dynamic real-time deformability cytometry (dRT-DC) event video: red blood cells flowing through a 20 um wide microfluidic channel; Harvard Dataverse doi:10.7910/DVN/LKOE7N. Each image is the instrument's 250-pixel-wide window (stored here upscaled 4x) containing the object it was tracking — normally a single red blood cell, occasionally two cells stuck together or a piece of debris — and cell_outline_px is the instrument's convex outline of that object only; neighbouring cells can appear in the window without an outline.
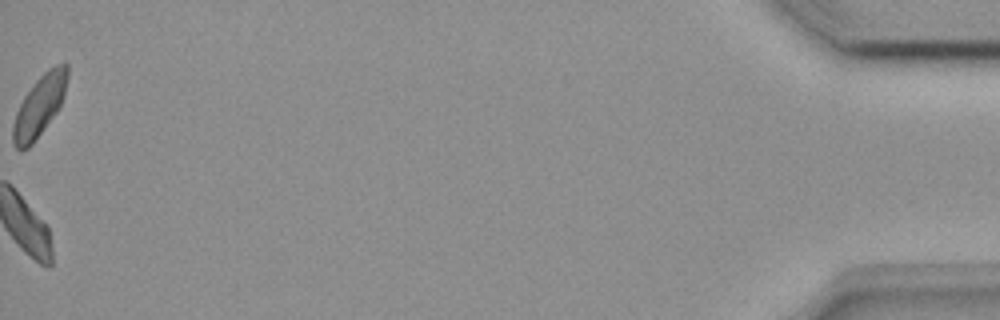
{"species": "common noctule bat (a hibernating species)", "species_latin": "Nyctalus noctula", "temperature_condition": "room temperature", "stored_images_in_passage": 50, "camera_frame_rate_fps": 3000, "um_per_image_px": 0.085, "animal": {"sex": "female", "body_mass_g": 18.4}, "frame": {"image": 1, "passage_image": 50, "time_ms": 16.333, "image_size_px": [1000, 320], "cell_outline_px": [[68, 76], [64, 92], [60, 104], [56, 112], [32, 144], [28, 148], [16, 148], [12, 144], [12, 124], [16, 112], [24, 96], [36, 80], [48, 68], [56, 64], [68, 64]], "centroid_in_image_um": [3.33, 8.99], "position_along_channel_um": 431.9, "area_um2": 19.02}}